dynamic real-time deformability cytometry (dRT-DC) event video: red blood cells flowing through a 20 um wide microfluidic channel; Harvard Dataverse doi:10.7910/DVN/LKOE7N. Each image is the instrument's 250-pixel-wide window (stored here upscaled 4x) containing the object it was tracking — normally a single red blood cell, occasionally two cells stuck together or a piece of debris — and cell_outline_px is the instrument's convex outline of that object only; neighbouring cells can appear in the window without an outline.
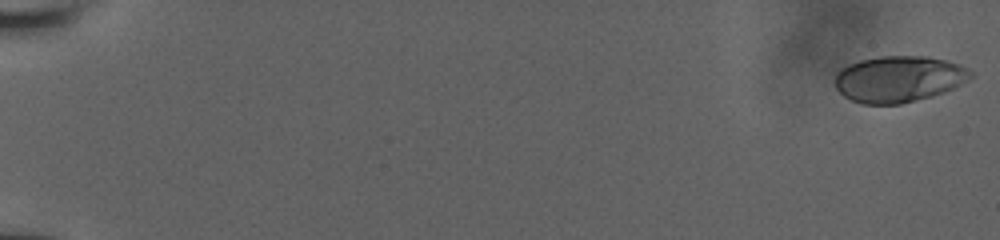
{"species": "human", "species_latin": "Homo sapiens", "temperature_condition": "room temperature", "stored_images_in_passage": 56, "camera_frame_rate_fps": 3000, "um_per_image_px": 0.085, "donor": {"sex": "male"}, "frame": {"image": 1, "passage_image": 1, "time_ms": 0.0, "image_size_px": [1000, 240], "cell_outline_px": [[972, 76], [968, 80], [952, 88], [932, 96], [900, 104], [860, 104], [844, 96], [836, 88], [836, 76], [840, 68], [848, 64], [860, 60], [880, 56], [928, 56], [960, 64], [968, 68], [972, 72]], "centroid_in_image_um": [76.39, 6.71], "position_along_channel_um": 8.6, "area_um2": 36.53}}
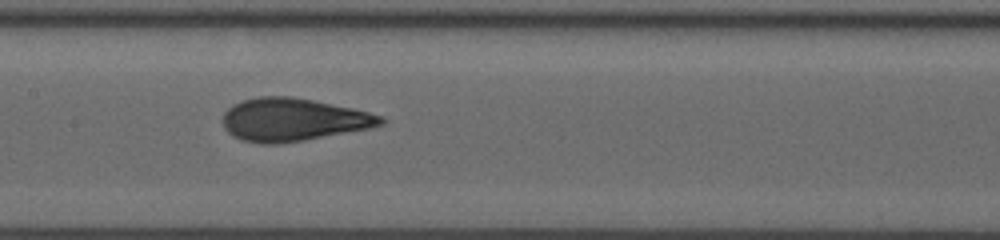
{"frame": {"image": 2, "passage_image": 31, "time_ms": 10.0, "image_size_px": [1000, 240], "cell_outline_px": [[388, 120], [384, 124], [368, 128], [304, 140], [276, 144], [260, 144], [240, 140], [232, 136], [224, 128], [224, 112], [232, 104], [244, 100], [260, 96], [292, 96], [352, 108], [384, 116]], "centroid_in_image_um": [24.9, 10.17], "position_along_channel_um": 182.5, "area_um2": 39.42}}
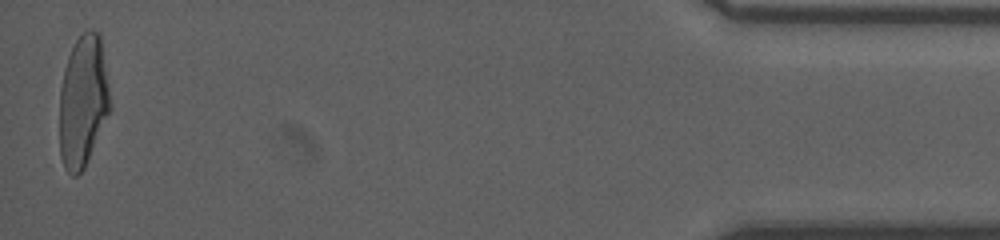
{"frame": {"image": 3, "passage_image": 56, "time_ms": 18.333, "image_size_px": [1000, 240], "cell_outline_px": [[112, 108], [84, 168], [76, 176], [72, 176], [64, 168], [60, 156], [60, 88], [64, 68], [68, 56], [76, 40], [88, 28], [92, 28], [100, 32], [112, 104]], "centroid_in_image_um": [7.08, 8.58], "position_along_channel_um": 428.1, "area_um2": 39.36}, "authors_computed_cell_mechanics": {"area_um2": 38.1191, "velocity_mm_per_s": 3.9034, "shape_relaxation_time_tau1_ms": 4.2828, "shape_relaxation_time_tau2_ms": null, "deformation_change_tau1": 0.1938, "deformation_change_tau2": null}}